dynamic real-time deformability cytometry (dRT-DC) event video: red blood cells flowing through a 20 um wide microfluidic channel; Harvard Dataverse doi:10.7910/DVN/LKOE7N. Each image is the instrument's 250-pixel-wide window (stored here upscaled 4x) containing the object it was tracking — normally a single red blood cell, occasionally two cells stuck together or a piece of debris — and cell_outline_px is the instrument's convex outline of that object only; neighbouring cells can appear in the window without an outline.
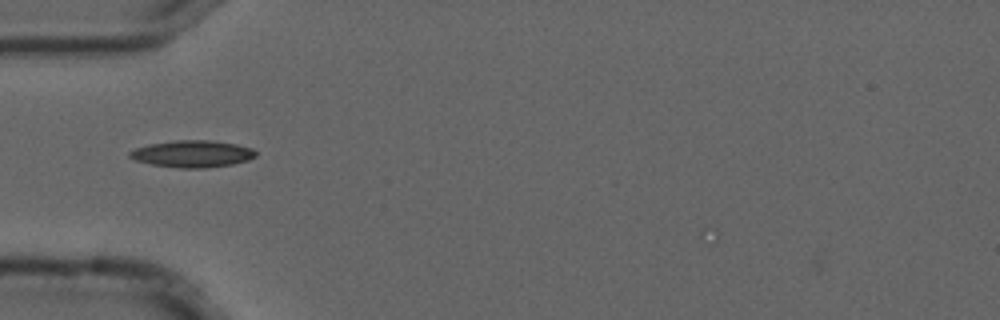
{"species": "common noctule bat (a hibernating species)", "species_latin": "Nyctalus noctula", "temperature_condition": "cold", "stored_images_in_passage": 45, "camera_frame_rate_fps": 3000, "um_per_image_px": 0.085, "animal": {"sex": "male", "forearm_length_mm": 52.5}, "frame": {"image": 1, "passage_image": 9, "time_ms": 2.667, "image_size_px": [1000, 320], "cell_outline_px": [[256, 156], [248, 160], [232, 164], [208, 168], [180, 168], [152, 164], [136, 160], [128, 156], [128, 152], [136, 148], [148, 144], [176, 140], [212, 140], [236, 144], [252, 148], [256, 152]], "centroid_in_image_um": [16.36, 13.07], "position_along_channel_um": 68.6, "area_um2": 19.77}}
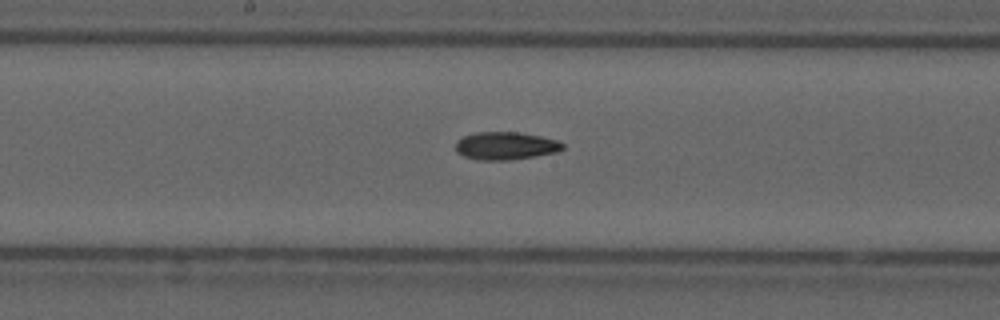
{"frame": {"image": 2, "passage_image": 20, "time_ms": 6.333, "image_size_px": [1000, 320], "cell_outline_px": [[564, 148], [556, 152], [536, 156], [508, 160], [480, 160], [464, 156], [456, 152], [456, 140], [464, 136], [476, 132], [520, 132], [540, 136], [556, 140], [564, 144]], "centroid_in_image_um": [42.96, 12.39], "position_along_channel_um": 205.2, "area_um2": 17.34}}
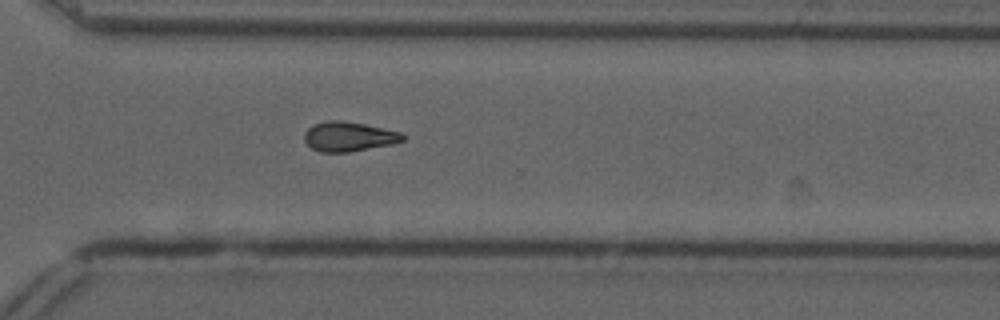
{"frame": {"image": 3, "passage_image": 31, "time_ms": 10.0, "image_size_px": [1000, 320], "cell_outline_px": [[404, 140], [392, 144], [348, 152], [320, 152], [312, 148], [304, 140], [304, 132], [312, 124], [324, 120], [340, 120], [364, 124], [384, 128], [400, 132], [404, 136]], "centroid_in_image_um": [29.61, 11.59], "position_along_channel_um": 341.0, "area_um2": 16.99}}